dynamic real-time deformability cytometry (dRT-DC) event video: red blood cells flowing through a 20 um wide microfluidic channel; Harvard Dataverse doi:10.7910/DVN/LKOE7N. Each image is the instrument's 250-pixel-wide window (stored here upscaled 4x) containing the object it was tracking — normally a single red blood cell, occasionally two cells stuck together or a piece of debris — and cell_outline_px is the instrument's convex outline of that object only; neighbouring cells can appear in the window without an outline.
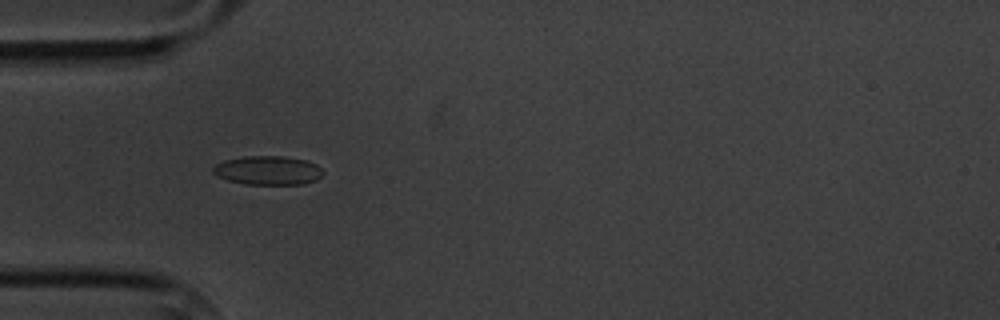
{"species": "common noctule bat (a hibernating species)", "species_latin": "Nyctalus noctula", "temperature_condition": "cold", "stored_images_in_passage": 6, "camera_frame_rate_fps": 3000, "um_per_image_px": 0.085, "animal": {"sex": "male", "body_mass_g": 20.1, "forearm_length_mm": 53.5}, "frame": {"image": 1, "passage_image": 5, "time_ms": 4.667, "image_size_px": [1000, 320], "cell_outline_px": [[324, 172], [316, 180], [304, 184], [244, 184], [228, 180], [216, 176], [212, 172], [212, 168], [216, 164], [224, 160], [244, 156], [284, 156], [308, 160], [316, 164]], "centroid_in_image_um": [22.76, 14.48], "position_along_channel_um": 62.2, "area_um2": 18.67}}
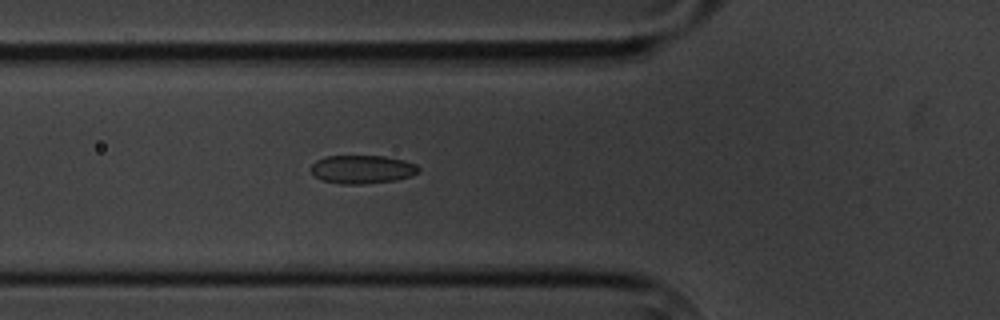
{"frame": {"image": 2, "passage_image": 6, "time_ms": 5.667, "image_size_px": [1000, 320], "cell_outline_px": [[420, 172], [412, 176], [396, 180], [360, 184], [340, 184], [320, 180], [312, 172], [312, 164], [316, 160], [324, 156], [384, 156], [404, 160], [416, 164], [420, 168]], "centroid_in_image_um": [30.81, 14.39], "position_along_channel_um": 95.0, "area_um2": 17.92}}